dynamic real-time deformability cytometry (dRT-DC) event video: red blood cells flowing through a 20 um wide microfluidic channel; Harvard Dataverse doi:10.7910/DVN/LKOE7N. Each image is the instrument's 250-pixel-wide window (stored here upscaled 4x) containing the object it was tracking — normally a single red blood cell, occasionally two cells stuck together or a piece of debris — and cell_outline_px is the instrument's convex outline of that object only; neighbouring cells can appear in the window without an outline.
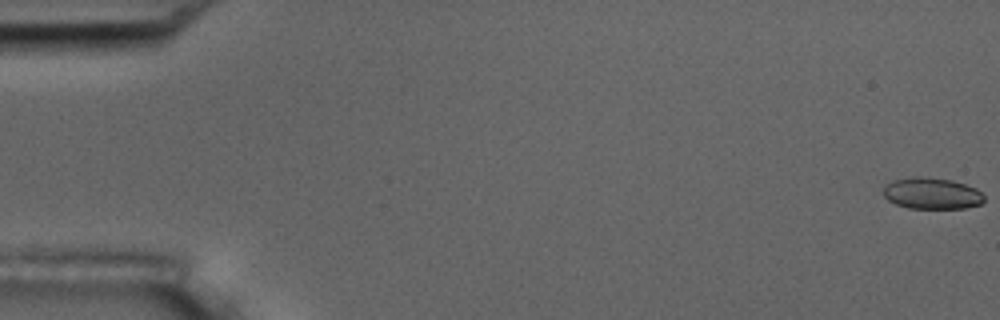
{"species": "common noctule bat (a hibernating species)", "species_latin": "Nyctalus noctula", "temperature_condition": "room temperature", "stored_images_in_passage": 31, "camera_frame_rate_fps": 3000, "um_per_image_px": 0.085, "animal": {"sex": "male", "body_mass_g": 17.5, "forearm_length_mm": 52.3}, "frame": {"image": 1, "passage_image": 1, "time_ms": 0.0, "image_size_px": [1000, 320], "cell_outline_px": [[984, 200], [980, 204], [964, 208], [908, 208], [896, 204], [888, 200], [884, 196], [884, 188], [892, 180], [916, 176], [920, 176], [952, 180], [976, 188], [984, 196]], "centroid_in_image_um": [79.2, 16.44], "position_along_channel_um": 5.8, "area_um2": 18.32}}
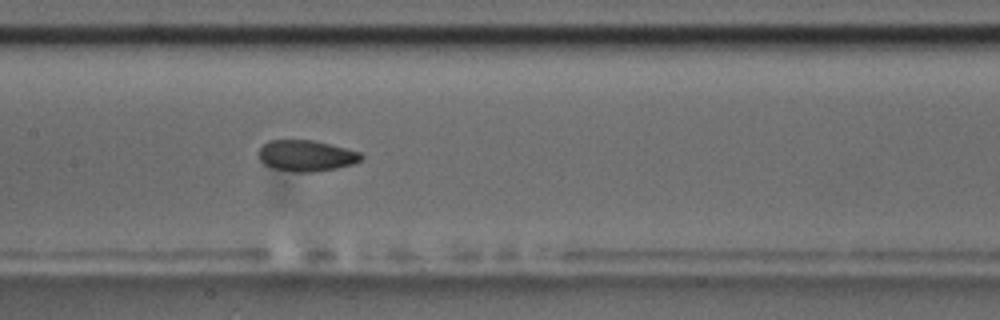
{"frame": {"image": 2, "passage_image": 28, "time_ms": 9.0, "image_size_px": [1000, 320], "cell_outline_px": [[364, 156], [360, 160], [352, 164], [336, 168], [312, 172], [292, 172], [272, 168], [264, 164], [260, 160], [256, 152], [268, 140], [312, 140], [360, 152]], "centroid_in_image_um": [25.97, 13.24], "position_along_channel_um": 181.4, "area_um2": 18.55}}
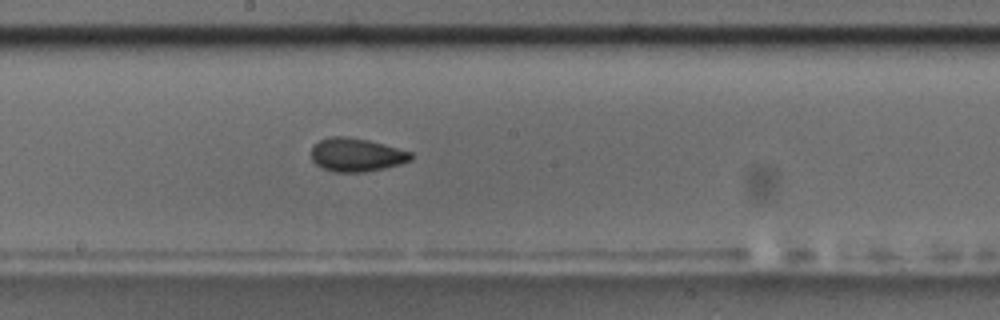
{"frame": {"image": 3, "passage_image": 31, "time_ms": 10.0, "image_size_px": [1000, 320], "cell_outline_px": [[412, 160], [400, 164], [384, 168], [364, 172], [332, 172], [316, 164], [312, 160], [312, 144], [320, 140], [332, 136], [344, 136], [368, 140], [384, 144], [412, 152]], "centroid_in_image_um": [30.29, 13.16], "position_along_channel_um": 217.9, "area_um2": 19.42}}